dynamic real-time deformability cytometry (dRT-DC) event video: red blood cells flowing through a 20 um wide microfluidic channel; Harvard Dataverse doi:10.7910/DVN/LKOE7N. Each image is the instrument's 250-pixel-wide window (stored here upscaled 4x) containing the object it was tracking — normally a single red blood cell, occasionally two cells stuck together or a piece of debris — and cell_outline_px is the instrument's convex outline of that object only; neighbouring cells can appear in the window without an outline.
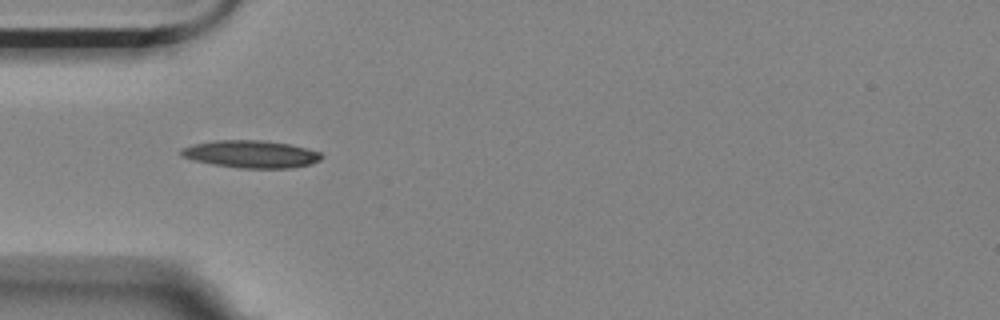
{"species": "Egyptian fruit bat (a non-hibernating species)", "species_latin": "Rousettus aegyptiacus", "temperature_condition": "room temperature", "stored_images_in_passage": 4, "camera_frame_rate_fps": 3000, "um_per_image_px": 0.085, "animal": {"sex": "female"}, "frame": {"image": 1, "passage_image": 1, "time_ms": 0.0, "image_size_px": [1000, 320], "cell_outline_px": [[324, 156], [320, 160], [308, 164], [292, 168], [240, 168], [212, 164], [180, 156], [180, 148], [192, 144], [212, 140], [260, 140], [288, 144], [320, 152]], "centroid_in_image_um": [21.29, 13.09], "position_along_channel_um": 63.7, "area_um2": 22.37}}
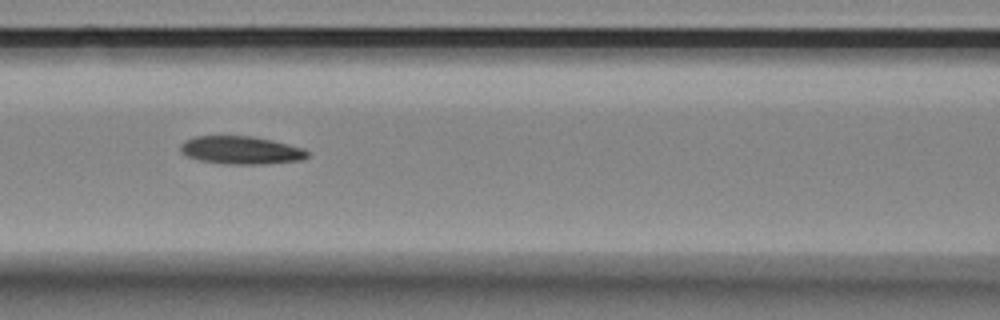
{"frame": {"image": 2, "passage_image": 3, "time_ms": 0.667, "image_size_px": [1000, 320], "cell_outline_px": [[308, 156], [304, 160], [264, 164], [224, 164], [200, 160], [188, 156], [180, 152], [180, 144], [184, 140], [196, 136], [252, 136], [272, 140], [304, 148], [308, 152]], "centroid_in_image_um": [20.49, 12.77], "position_along_channel_um": 146.1, "area_um2": 20.81}}
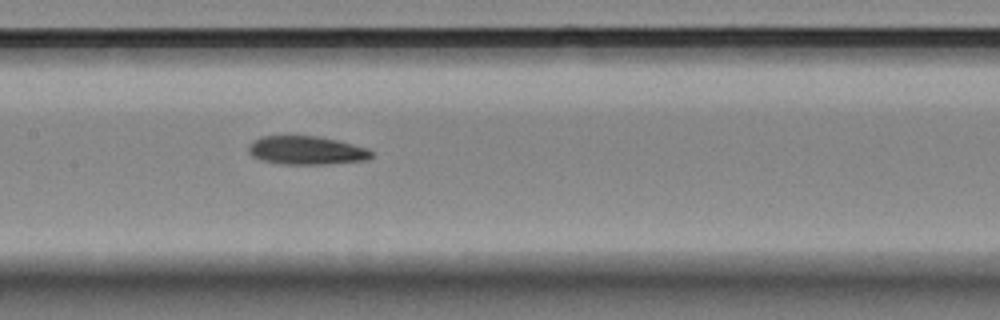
{"frame": {"image": 3, "passage_image": 4, "time_ms": 1.0, "image_size_px": [1000, 320], "cell_outline_px": [[372, 156], [368, 160], [324, 164], [280, 164], [260, 160], [252, 156], [248, 152], [248, 144], [260, 136], [316, 136], [336, 140], [352, 144], [364, 148], [372, 152]], "centroid_in_image_um": [25.98, 12.79], "position_along_channel_um": 181.4, "area_um2": 20.35}}